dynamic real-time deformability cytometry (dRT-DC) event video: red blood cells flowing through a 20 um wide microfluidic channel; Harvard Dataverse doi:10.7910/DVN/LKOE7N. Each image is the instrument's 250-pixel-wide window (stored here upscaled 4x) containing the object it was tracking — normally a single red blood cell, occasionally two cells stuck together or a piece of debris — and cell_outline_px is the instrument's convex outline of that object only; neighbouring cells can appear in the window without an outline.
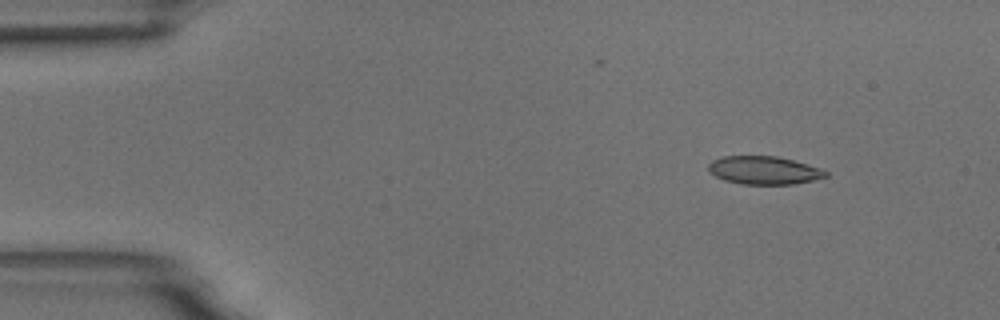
{"species": "common noctule bat (a hibernating species)", "species_latin": "Nyctalus noctula", "temperature_condition": "room temperature", "stored_images_in_passage": 9, "camera_frame_rate_fps": 3000, "um_per_image_px": 0.085, "animal": {"sex": "male", "body_mass_g": 18.8}, "frame": {"image": 1, "passage_image": 3, "time_ms": 2.0, "image_size_px": [1000, 320], "cell_outline_px": [[828, 176], [812, 180], [792, 184], [740, 184], [724, 180], [716, 176], [708, 168], [708, 164], [712, 160], [720, 156], [776, 156], [792, 160], [820, 168], [828, 172]], "centroid_in_image_um": [64.92, 14.47], "position_along_channel_um": 20.1, "area_um2": 19.07}}
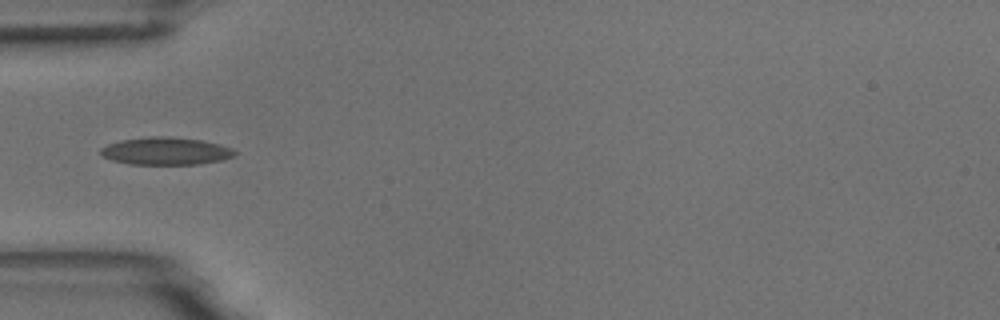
{"frame": {"image": 2, "passage_image": 6, "time_ms": 5.667, "image_size_px": [1000, 320], "cell_outline_px": [[236, 156], [224, 160], [200, 164], [128, 164], [112, 160], [100, 156], [100, 148], [108, 144], [120, 140], [152, 136], [164, 136], [200, 140], [220, 144], [232, 148], [236, 152]], "centroid_in_image_um": [14.09, 12.85], "position_along_channel_um": 70.9, "area_um2": 21.68}}